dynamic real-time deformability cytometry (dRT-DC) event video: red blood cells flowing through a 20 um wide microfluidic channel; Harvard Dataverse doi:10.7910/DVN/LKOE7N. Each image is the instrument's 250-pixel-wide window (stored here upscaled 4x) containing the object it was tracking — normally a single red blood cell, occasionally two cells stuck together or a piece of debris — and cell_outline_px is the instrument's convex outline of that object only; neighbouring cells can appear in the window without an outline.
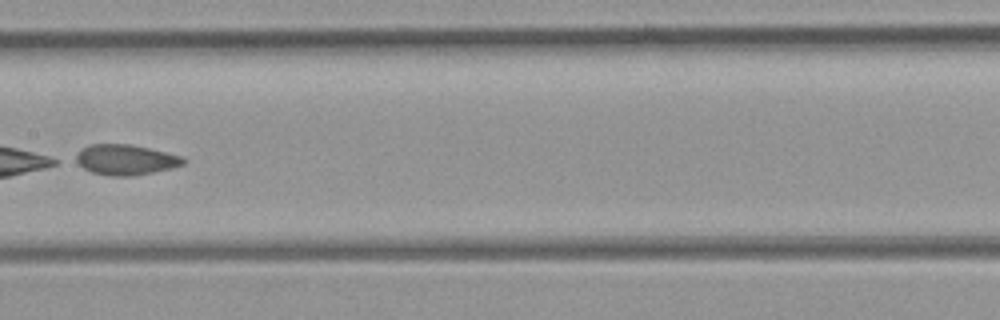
{"species": "common noctule bat (a hibernating species)", "species_latin": "Nyctalus noctula", "temperature_condition": "room temperature", "stored_images_in_passage": 8, "camera_frame_rate_fps": 3000, "um_per_image_px": 0.085, "animal": {"sex": "female", "body_mass_g": 21.9}, "frame": {"image": 1, "passage_image": 6, "time_ms": 1.667, "image_size_px": [1000, 320], "cell_outline_px": [[188, 160], [184, 164], [172, 168], [132, 176], [112, 176], [92, 172], [84, 168], [72, 160], [76, 152], [80, 148], [88, 144], [128, 144], [148, 148], [184, 156]], "centroid_in_image_um": [10.64, 13.57], "position_along_channel_um": 196.8, "area_um2": 19.31}}
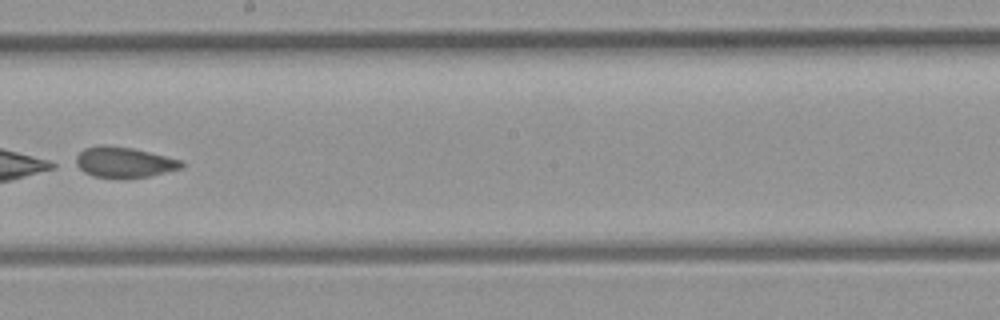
{"frame": {"image": 2, "passage_image": 7, "time_ms": 2.0, "image_size_px": [1000, 320], "cell_outline_px": [[184, 168], [148, 176], [92, 176], [84, 172], [72, 164], [76, 156], [84, 148], [100, 144], [108, 144], [132, 148], [184, 160]], "centroid_in_image_um": [10.52, 13.75], "position_along_channel_um": 237.7, "area_um2": 18.79}}
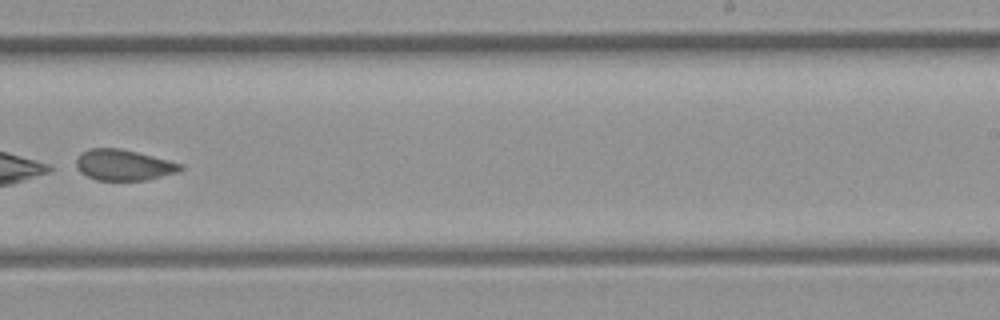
{"frame": {"image": 3, "passage_image": 8, "time_ms": 2.333, "image_size_px": [1000, 320], "cell_outline_px": [[184, 168], [180, 172], [144, 180], [96, 180], [80, 172], [76, 164], [76, 160], [80, 152], [88, 148], [120, 148], [184, 164]], "centroid_in_image_um": [10.51, 14.02], "position_along_channel_um": 278.5, "area_um2": 18.79}}